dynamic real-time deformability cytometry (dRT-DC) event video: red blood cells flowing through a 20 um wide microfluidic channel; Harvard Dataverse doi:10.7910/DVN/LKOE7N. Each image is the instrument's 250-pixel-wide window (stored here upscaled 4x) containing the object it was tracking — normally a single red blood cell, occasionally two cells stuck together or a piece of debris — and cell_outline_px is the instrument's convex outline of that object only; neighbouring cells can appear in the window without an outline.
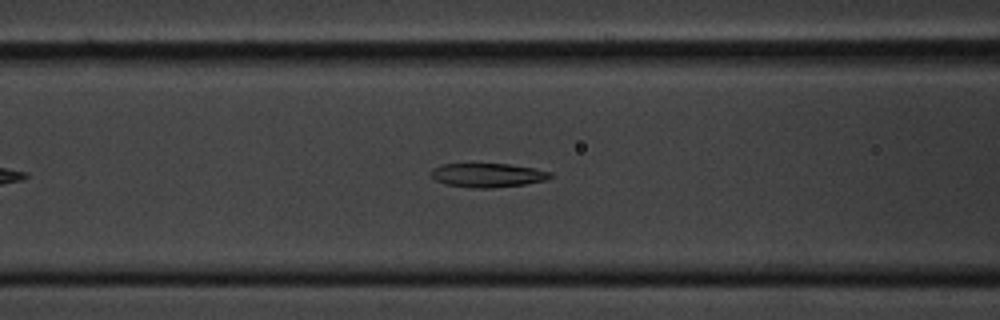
{"species": "common noctule bat (a hibernating species)", "species_latin": "Nyctalus noctula", "temperature_condition": "cold", "stored_images_in_passage": 47, "camera_frame_rate_fps": 3000, "um_per_image_px": 0.085, "animal": {"sex": "male", "body_mass_g": 20.1, "forearm_length_mm": 53.5}, "frame": {"image": 1, "passage_image": 14, "time_ms": 4.333, "image_size_px": [1000, 320], "cell_outline_px": [[552, 176], [544, 180], [524, 184], [492, 188], [476, 188], [444, 184], [428, 176], [428, 172], [432, 168], [440, 164], [508, 164], [532, 168], [552, 172]], "centroid_in_image_um": [41.36, 14.89], "position_along_channel_um": 125.2, "area_um2": 16.7}}
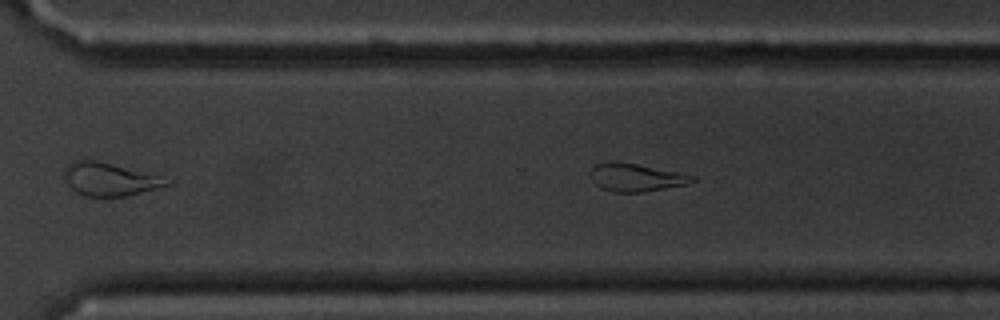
{"frame": {"image": 2, "passage_image": 30, "time_ms": 9.667, "image_size_px": [1000, 320], "cell_outline_px": [[696, 180], [688, 184], [644, 192], [612, 192], [600, 188], [596, 184], [592, 172], [592, 168], [596, 164], [608, 160], [616, 160], [696, 176]], "centroid_in_image_um": [54.07, 15.08], "position_along_channel_um": 316.5, "area_um2": 16.47}}
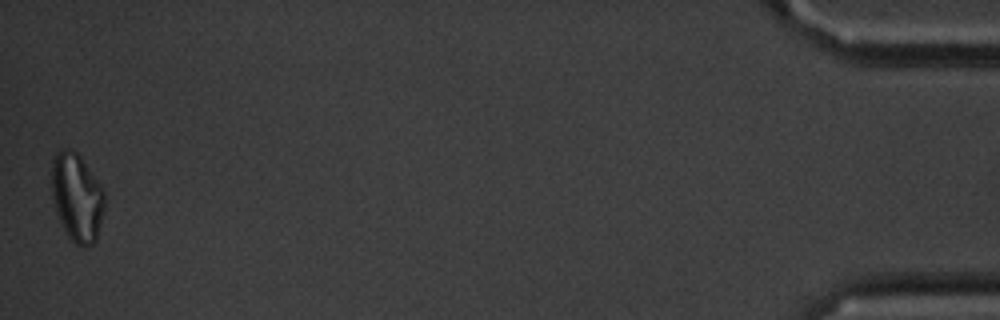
{"frame": {"image": 3, "passage_image": 47, "time_ms": 15.333, "image_size_px": [1000, 320], "cell_outline_px": [[104, 212], [96, 240], [92, 244], [84, 248], [76, 244], [68, 236], [56, 212], [52, 196], [52, 156], [56, 152], [64, 148], [68, 148], [76, 152], [80, 156], [104, 188]], "centroid_in_image_um": [6.55, 16.76], "position_along_channel_um": 428.7, "area_um2": 27.34}, "authors_computed_cell_mechanics": {"area_um2": 17.6868, "velocity_mm_per_s": 3.5934, "shape_relaxation_time_tau1_ms": 2.968, "shape_relaxation_time_tau2_ms": 4.7591, "deformation_change_tau1": 0.1563, "deformation_change_tau2": 0.1606}}